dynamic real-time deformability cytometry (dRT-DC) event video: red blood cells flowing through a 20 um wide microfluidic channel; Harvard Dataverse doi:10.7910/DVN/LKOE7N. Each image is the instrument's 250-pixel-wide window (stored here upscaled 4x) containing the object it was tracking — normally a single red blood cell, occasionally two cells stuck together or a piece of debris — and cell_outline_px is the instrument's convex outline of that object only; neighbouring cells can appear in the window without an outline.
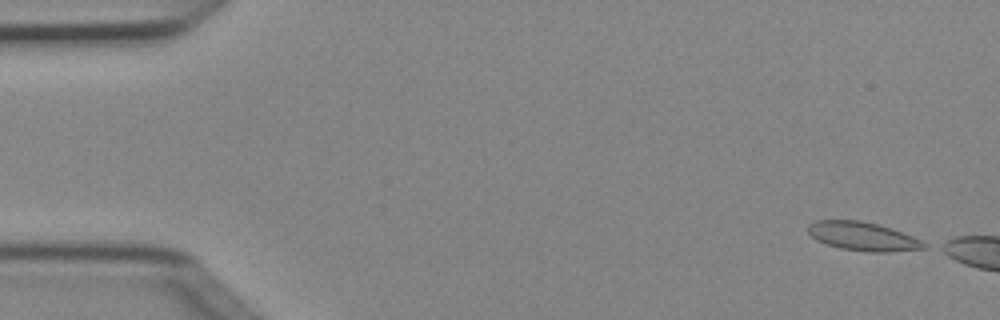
{"species": "Egyptian fruit bat (a non-hibernating species)", "species_latin": "Rousettus aegyptiacus", "temperature_condition": "cold", "stored_images_in_passage": 2, "camera_frame_rate_fps": 3000, "um_per_image_px": 0.085, "animal": {"sex": "female"}, "frame": {"image": 1, "passage_image": 1, "time_ms": 0.0, "image_size_px": [1000, 320], "cell_outline_px": [[928, 248], [888, 252], [868, 252], [840, 248], [816, 240], [808, 232], [808, 224], [816, 220], [860, 220], [876, 224], [912, 236], [928, 244]], "centroid_in_image_um": [73.33, 20.09], "position_along_channel_um": 11.7, "area_um2": 19.19}}